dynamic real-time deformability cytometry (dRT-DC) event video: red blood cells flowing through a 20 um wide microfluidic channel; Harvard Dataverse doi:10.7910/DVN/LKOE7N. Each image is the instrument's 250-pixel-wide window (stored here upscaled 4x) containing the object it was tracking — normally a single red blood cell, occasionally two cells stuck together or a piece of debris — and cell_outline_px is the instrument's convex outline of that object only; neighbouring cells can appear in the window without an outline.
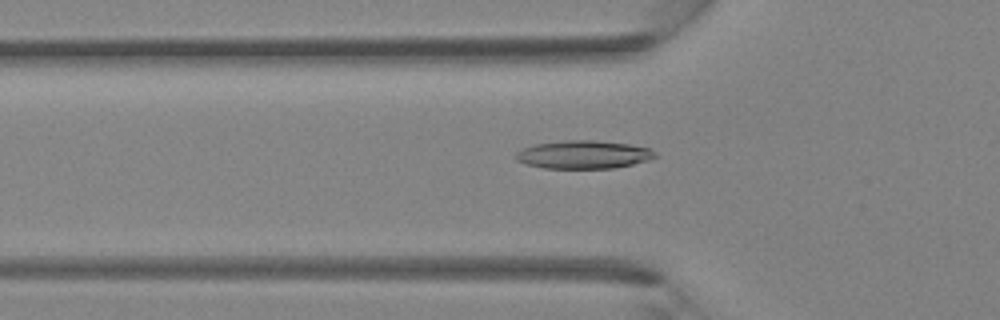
{"species": "Egyptian fruit bat (a non-hibernating species)", "species_latin": "Rousettus aegyptiacus", "temperature_condition": "room temperature", "stored_images_in_passage": 38, "camera_frame_rate_fps": 3000, "um_per_image_px": 0.085, "animal": {"sex": "female"}, "frame": {"image": 1, "passage_image": 14, "time_ms": 4.333, "image_size_px": [1000, 320], "cell_outline_px": [[656, 156], [652, 160], [616, 168], [544, 168], [524, 164], [516, 160], [516, 152], [524, 148], [536, 144], [564, 140], [596, 140], [628, 144], [648, 148], [656, 152]], "centroid_in_image_um": [49.62, 13.14], "position_along_channel_um": 76.2, "area_um2": 22.95}}
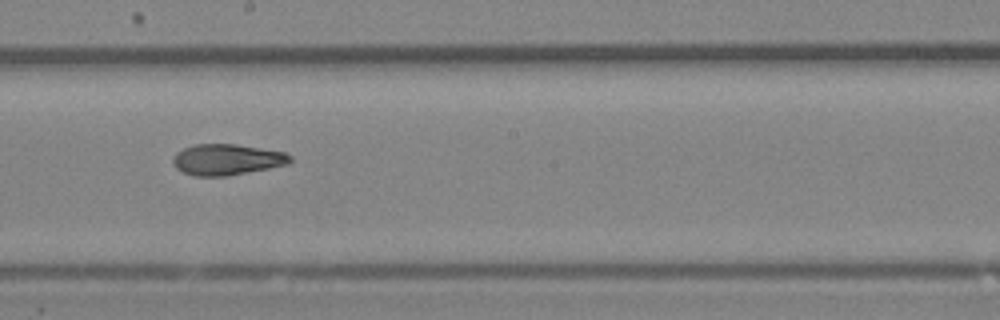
{"frame": {"image": 2, "passage_image": 23, "time_ms": 7.333, "image_size_px": [1000, 320], "cell_outline_px": [[292, 160], [288, 164], [228, 176], [196, 176], [184, 172], [176, 168], [172, 164], [172, 156], [176, 152], [192, 144], [236, 144], [284, 152], [292, 156]], "centroid_in_image_um": [19.25, 13.56], "position_along_channel_um": 228.9, "area_um2": 21.21}}
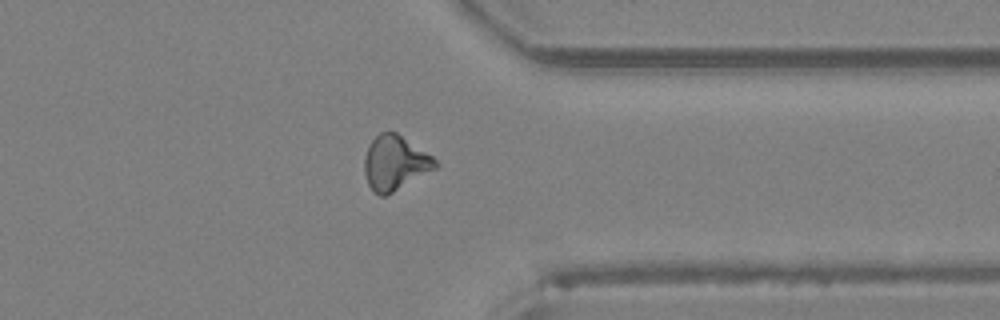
{"frame": {"image": 3, "passage_image": 32, "time_ms": 10.333, "image_size_px": [1000, 320], "cell_outline_px": [[440, 164], [436, 168], [392, 192], [384, 196], [380, 196], [368, 184], [364, 172], [364, 156], [372, 140], [380, 132], [396, 132], [432, 156]], "centroid_in_image_um": [33.57, 13.84], "position_along_channel_um": 377.8, "area_um2": 22.14}}